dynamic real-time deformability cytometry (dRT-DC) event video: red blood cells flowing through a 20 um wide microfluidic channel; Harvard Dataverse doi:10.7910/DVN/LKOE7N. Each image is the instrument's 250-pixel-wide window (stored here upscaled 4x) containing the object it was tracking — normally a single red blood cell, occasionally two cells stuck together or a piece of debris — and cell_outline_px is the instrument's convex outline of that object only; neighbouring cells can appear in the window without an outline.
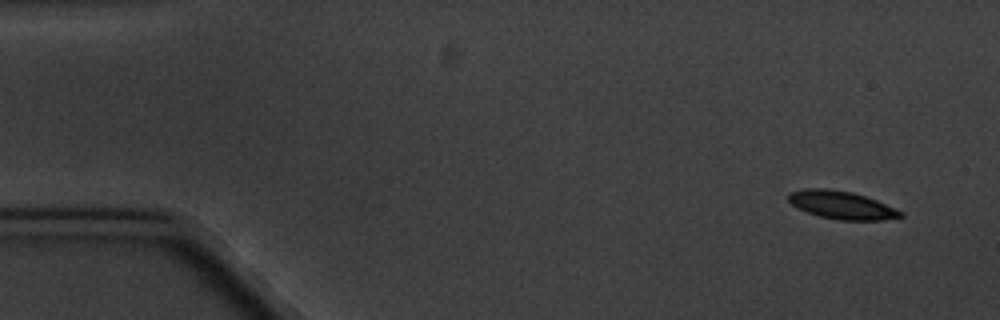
{"species": "common noctule bat (a hibernating species)", "species_latin": "Nyctalus noctula", "temperature_condition": "cold", "stored_images_in_passage": 5, "camera_frame_rate_fps": 3000, "um_per_image_px": 0.085, "animal": {"sex": "male", "body_mass_g": 20.1, "forearm_length_mm": 53.5}, "frame": {"image": 1, "passage_image": 1, "time_ms": 0.0, "image_size_px": [1000, 320], "cell_outline_px": [[904, 216], [880, 220], [840, 220], [820, 216], [808, 212], [792, 204], [788, 200], [788, 196], [792, 192], [804, 188], [828, 188], [852, 192], [876, 200], [896, 208], [904, 212]], "centroid_in_image_um": [71.57, 17.42], "position_along_channel_um": 13.4, "area_um2": 18.09}}
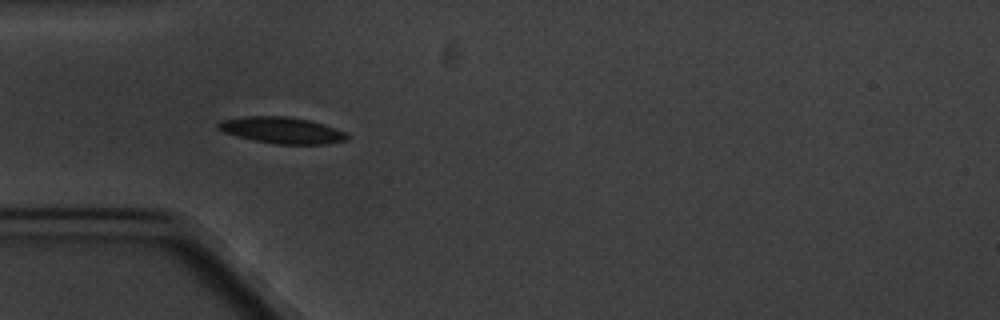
{"frame": {"image": 2, "passage_image": 5, "time_ms": 4.667, "image_size_px": [1000, 320], "cell_outline_px": [[348, 140], [328, 144], [276, 144], [252, 140], [236, 136], [224, 132], [216, 128], [216, 124], [220, 120], [248, 116], [288, 116], [308, 120], [344, 132], [348, 136]], "centroid_in_image_um": [23.9, 11.08], "position_along_channel_um": 61.1, "area_um2": 19.71}}